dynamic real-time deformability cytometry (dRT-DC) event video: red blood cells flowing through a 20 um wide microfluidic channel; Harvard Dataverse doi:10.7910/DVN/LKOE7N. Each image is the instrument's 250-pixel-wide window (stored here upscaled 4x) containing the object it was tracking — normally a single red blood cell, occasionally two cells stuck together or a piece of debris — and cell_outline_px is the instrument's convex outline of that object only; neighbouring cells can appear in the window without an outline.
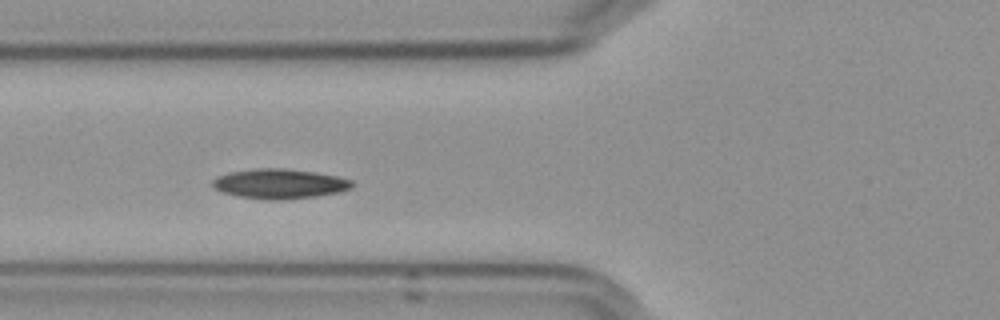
{"species": "Egyptian fruit bat (a non-hibernating species)", "species_latin": "Rousettus aegyptiacus", "temperature_condition": "cold", "stored_images_in_passage": 33, "camera_frame_rate_fps": 3000, "um_per_image_px": 0.085, "frame": {"image": 1, "passage_image": 6, "time_ms": 1.667, "image_size_px": [1000, 320], "cell_outline_px": [[352, 188], [340, 192], [316, 196], [276, 200], [272, 200], [240, 196], [220, 192], [212, 188], [212, 180], [216, 176], [228, 172], [256, 168], [284, 168], [312, 172], [336, 176], [352, 180]], "centroid_in_image_um": [23.71, 15.61], "position_along_channel_um": 102.1, "area_um2": 24.16}}
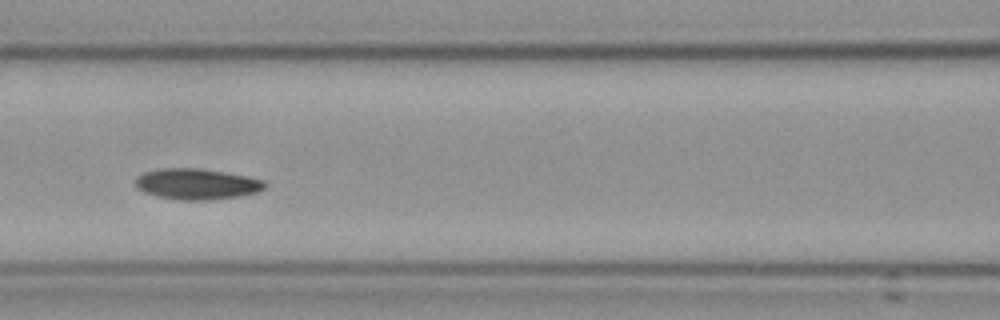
{"frame": {"image": 2, "passage_image": 10, "time_ms": 3.0, "image_size_px": [1000, 320], "cell_outline_px": [[268, 184], [264, 188], [256, 192], [240, 196], [212, 200], [176, 200], [156, 196], [144, 192], [136, 188], [136, 176], [144, 172], [160, 168], [200, 168], [248, 176], [264, 180]], "centroid_in_image_um": [16.72, 15.64], "position_along_channel_um": 149.9, "area_um2": 23.52}}
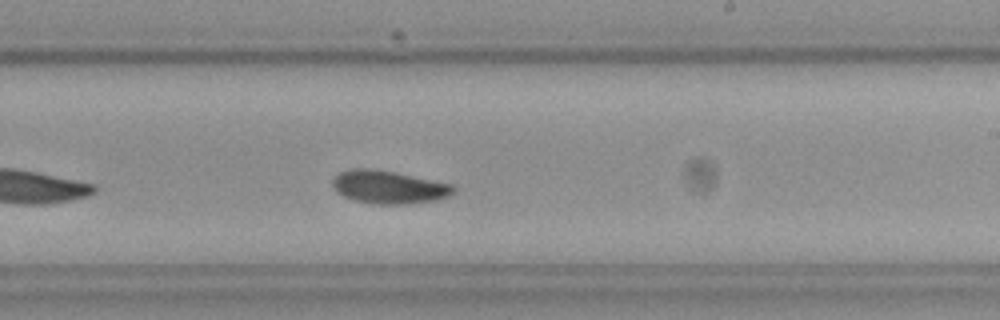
{"frame": {"image": 3, "passage_image": 19, "time_ms": 6.0, "image_size_px": [1000, 320], "cell_outline_px": [[456, 192], [448, 196], [436, 200], [412, 204], [372, 204], [352, 200], [336, 192], [332, 184], [332, 180], [340, 172], [348, 168], [368, 168], [392, 172], [452, 184], [456, 188]], "centroid_in_image_um": [33.03, 15.92], "position_along_channel_um": 256.0, "area_um2": 23.35}, "authors_computed_cell_mechanics": {"area_um2": 23.1778, "velocity_mm_per_s": 3.5473, "shape_relaxation_time_tau1_ms": 3.7417, "shape_relaxation_time_tau2_ms": 8.9748, "deformation_change_tau1": 0.1014, "deformation_change_tau2": 0.123}}